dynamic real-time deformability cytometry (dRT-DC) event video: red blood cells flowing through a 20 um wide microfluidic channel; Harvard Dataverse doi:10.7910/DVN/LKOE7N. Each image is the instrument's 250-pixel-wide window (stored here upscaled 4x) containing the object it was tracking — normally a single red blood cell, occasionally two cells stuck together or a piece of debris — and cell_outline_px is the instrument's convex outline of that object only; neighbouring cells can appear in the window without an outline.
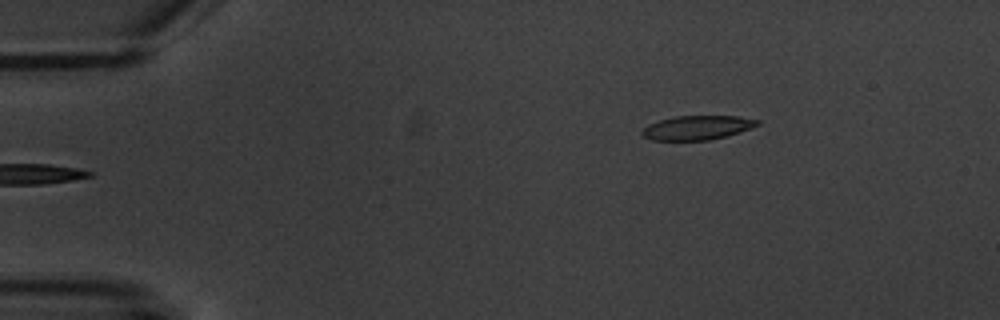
{"species": "common noctule bat (a hibernating species)", "species_latin": "Nyctalus noctula", "temperature_condition": "warm", "stored_images_in_passage": 3, "camera_frame_rate_fps": 3000, "um_per_image_px": 0.085, "animal": {"sex": "male", "body_mass_g": 20.1, "forearm_length_mm": 53.5}, "frame": {"image": 1, "passage_image": 3, "time_ms": 2.333, "image_size_px": [1000, 320], "cell_outline_px": [[760, 124], [752, 128], [728, 136], [708, 140], [652, 140], [640, 136], [640, 132], [648, 124], [660, 120], [676, 116], [740, 116], [760, 120]], "centroid_in_image_um": [59.27, 10.85], "position_along_channel_um": 25.7, "area_um2": 16.42}}